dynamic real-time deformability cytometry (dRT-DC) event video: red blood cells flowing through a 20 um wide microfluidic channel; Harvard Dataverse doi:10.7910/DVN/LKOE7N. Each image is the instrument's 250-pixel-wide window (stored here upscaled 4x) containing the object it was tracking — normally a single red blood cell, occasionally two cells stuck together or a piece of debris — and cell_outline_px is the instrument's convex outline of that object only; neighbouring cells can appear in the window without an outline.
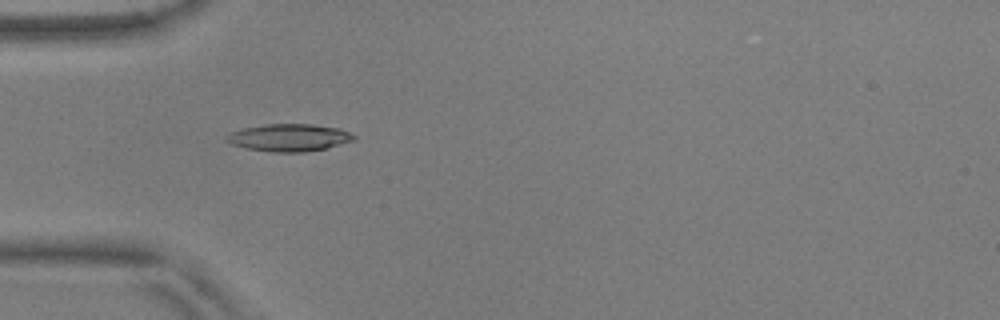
{"species": "common noctule bat (a hibernating species)", "species_latin": "Nyctalus noctula", "temperature_condition": "warm", "stored_images_in_passage": 52, "camera_frame_rate_fps": 3000, "um_per_image_px": 0.085, "animal": {"sex": "male", "body_mass_g": 17.9, "forearm_length_mm": 54.2}, "frame": {"image": 1, "passage_image": 14, "time_ms": 4.333, "image_size_px": [1000, 320], "cell_outline_px": [[356, 140], [324, 148], [304, 152], [272, 152], [244, 148], [232, 144], [224, 136], [232, 132], [244, 128], [264, 124], [312, 124], [340, 128], [356, 136]], "centroid_in_image_um": [24.58, 11.69], "position_along_channel_um": 60.4, "area_um2": 20.23}}
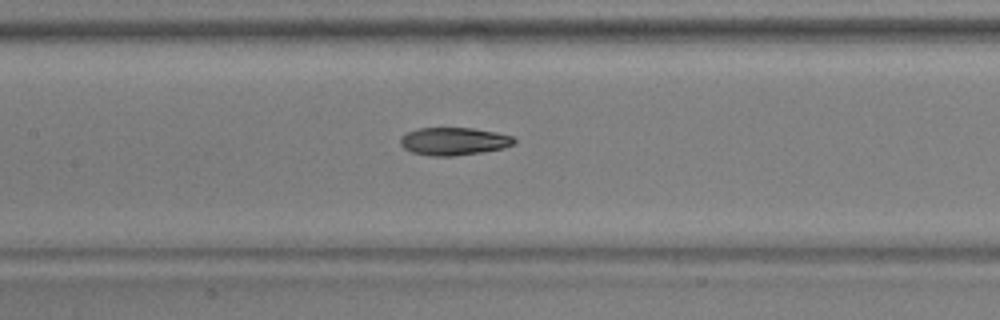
{"frame": {"image": 2, "passage_image": 23, "time_ms": 7.333, "image_size_px": [1000, 320], "cell_outline_px": [[516, 144], [504, 148], [480, 152], [452, 156], [428, 156], [412, 152], [404, 148], [400, 144], [400, 136], [408, 132], [420, 128], [472, 128], [496, 132], [512, 136], [516, 140]], "centroid_in_image_um": [38.58, 12.01], "position_along_channel_um": 168.8, "area_um2": 18.44}}
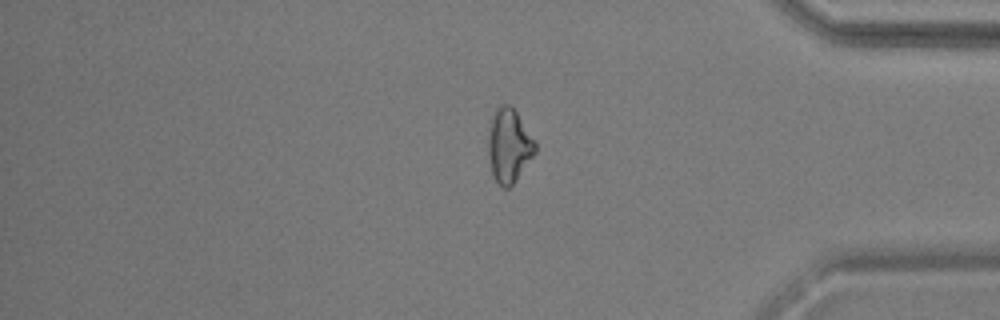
{"frame": {"image": 3, "passage_image": 43, "time_ms": 14.0, "image_size_px": [1000, 320], "cell_outline_px": [[536, 152], [516, 180], [508, 188], [504, 188], [492, 176], [488, 156], [488, 132], [492, 116], [496, 108], [500, 104], [508, 104], [516, 112], [536, 140]], "centroid_in_image_um": [43.26, 12.37], "position_along_channel_um": 391.9, "area_um2": 20.29}, "authors_computed_cell_mechanics": {"area_um2": 18.6694, "velocity_mm_per_s": 3.6803, "shape_relaxation_time_tau1_ms": null, "shape_relaxation_time_tau2_ms": 1.1383, "deformation_change_tau1": null, "deformation_change_tau2": 0.0817}}